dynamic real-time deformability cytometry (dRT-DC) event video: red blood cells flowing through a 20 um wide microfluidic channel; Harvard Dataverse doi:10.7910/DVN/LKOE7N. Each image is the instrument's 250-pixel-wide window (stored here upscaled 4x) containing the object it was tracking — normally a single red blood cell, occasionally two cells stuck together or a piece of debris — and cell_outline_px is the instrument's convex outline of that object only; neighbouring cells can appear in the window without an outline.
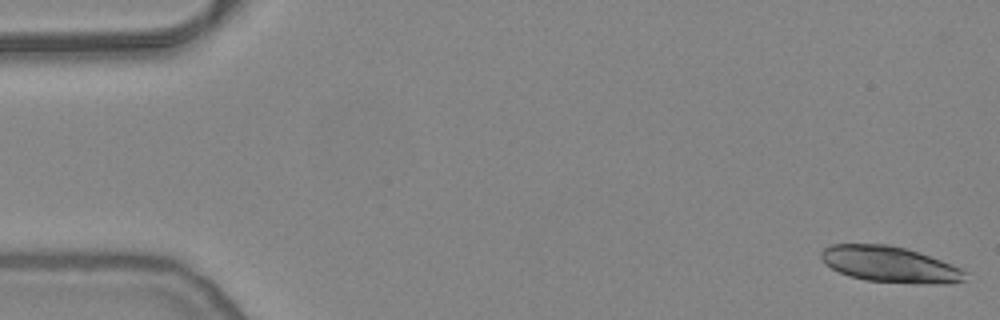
{"species": "common noctule bat (a hibernating species)", "species_latin": "Nyctalus noctula", "temperature_condition": "warm", "stored_images_in_passage": 21, "camera_frame_rate_fps": 3000, "um_per_image_px": 0.085, "animal": {"sex": "female", "body_mass_g": 24.6, "forearm_length_mm": 56.2}, "frame": {"image": 1, "passage_image": 1, "time_ms": 0.0, "image_size_px": [1000, 320], "cell_outline_px": [[968, 272], [964, 280], [944, 284], [916, 284], [864, 280], [848, 276], [824, 264], [820, 256], [820, 252], [824, 248], [832, 244], [888, 244], [904, 248], [940, 260], [960, 268]], "centroid_in_image_um": [75.61, 22.48], "position_along_channel_um": 9.4, "area_um2": 30.17}}
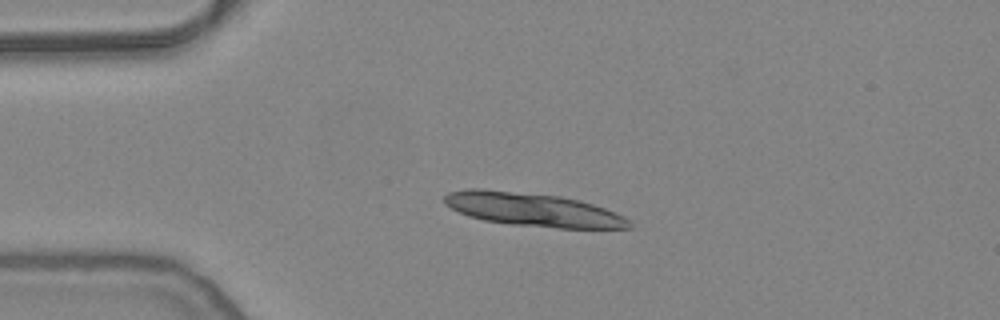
{"frame": {"image": 2, "passage_image": 12, "time_ms": 3.667, "image_size_px": [1000, 320], "cell_outline_px": [[632, 228], [560, 228], [512, 224], [484, 220], [468, 216], [444, 204], [444, 196], [448, 192], [468, 188], [480, 188], [560, 196], [592, 204], [604, 208], [624, 216], [632, 224]], "centroid_in_image_um": [45.26, 17.81], "position_along_channel_um": 39.7, "area_um2": 35.72}}